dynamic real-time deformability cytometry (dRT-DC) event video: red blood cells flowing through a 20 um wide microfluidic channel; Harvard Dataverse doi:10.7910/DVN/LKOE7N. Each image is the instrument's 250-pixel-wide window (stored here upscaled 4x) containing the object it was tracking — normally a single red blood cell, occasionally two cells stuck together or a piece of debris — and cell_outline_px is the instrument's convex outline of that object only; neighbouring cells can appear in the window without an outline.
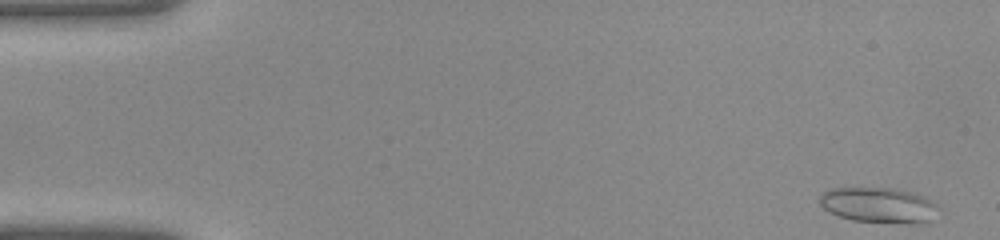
{"species": "common noctule bat (a hibernating species)", "species_latin": "Nyctalus noctula", "temperature_condition": "warm", "stored_images_in_passage": 41, "camera_frame_rate_fps": 3000, "um_per_image_px": 0.085, "animal": {"sex": "female", "body_mass_g": 22.0, "forearm_length_mm": 56.7}, "frame": {"image": 1, "passage_image": 1, "time_ms": 0.0, "image_size_px": [1000, 240], "cell_outline_px": [[940, 208], [928, 224], [904, 224], [852, 220], [840, 216], [824, 208], [820, 204], [820, 196], [824, 192], [832, 188], [892, 188], [924, 196], [936, 204]], "centroid_in_image_um": [74.76, 17.46], "position_along_channel_um": 10.2, "area_um2": 24.57}}
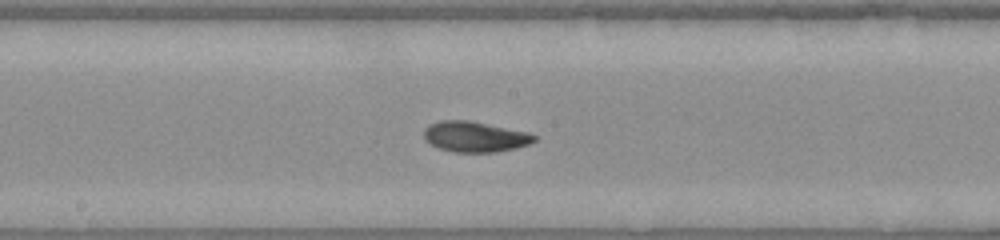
{"frame": {"image": 2, "passage_image": 21, "time_ms": 6.667, "image_size_px": [1000, 240], "cell_outline_px": [[536, 140], [528, 144], [516, 148], [496, 152], [456, 152], [440, 148], [424, 140], [424, 128], [428, 124], [444, 120], [468, 120], [528, 132], [536, 136]], "centroid_in_image_um": [40.36, 11.61], "position_along_channel_um": 207.8, "area_um2": 19.54}}
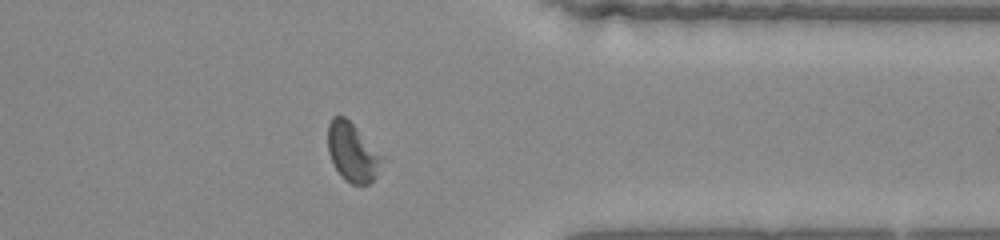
{"frame": {"image": 3, "passage_image": 32, "time_ms": 10.333, "image_size_px": [1000, 240], "cell_outline_px": [[384, 156], [376, 176], [368, 184], [352, 184], [344, 180], [340, 176], [328, 152], [328, 124], [332, 116], [344, 116]], "centroid_in_image_um": [29.95, 12.95], "position_along_channel_um": 381.5, "area_um2": 18.32}}